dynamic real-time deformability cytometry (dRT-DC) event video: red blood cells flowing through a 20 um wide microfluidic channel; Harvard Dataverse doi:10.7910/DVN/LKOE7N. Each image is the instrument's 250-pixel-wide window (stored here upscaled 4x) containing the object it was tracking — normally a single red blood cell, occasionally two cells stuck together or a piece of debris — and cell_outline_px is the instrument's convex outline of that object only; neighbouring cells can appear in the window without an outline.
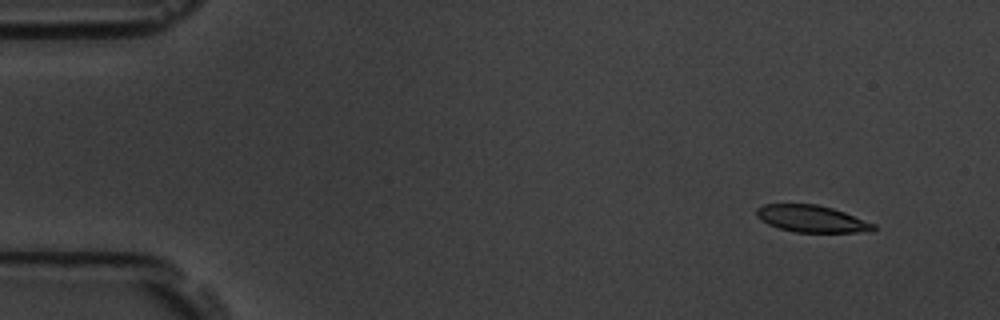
{"species": "common noctule bat (a hibernating species)", "species_latin": "Nyctalus noctula", "temperature_condition": "room temperature", "stored_images_in_passage": 10, "camera_frame_rate_fps": 3000, "um_per_image_px": 0.085, "animal": {"sex": "male", "body_mass_g": 19.5, "forearm_length_mm": 54.6}, "frame": {"image": 1, "passage_image": 2, "time_ms": 0.333, "image_size_px": [1000, 320], "cell_outline_px": [[876, 228], [872, 232], [796, 232], [780, 228], [768, 224], [760, 220], [756, 216], [756, 208], [764, 204], [816, 204], [832, 208], [844, 212], [876, 224]], "centroid_in_image_um": [69.0, 18.59], "position_along_channel_um": 16.0, "area_um2": 18.38}}
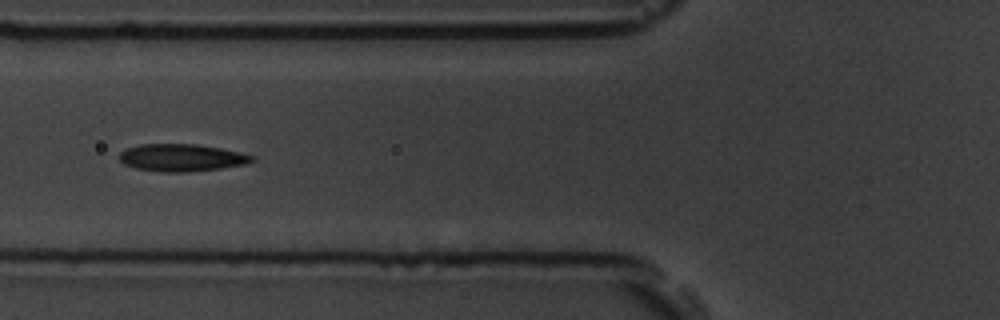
{"frame": {"image": 2, "passage_image": 7, "time_ms": 2.0, "image_size_px": [1000, 320], "cell_outline_px": [[256, 160], [244, 164], [220, 168], [184, 172], [160, 172], [136, 168], [124, 164], [120, 160], [120, 152], [128, 148], [140, 144], [196, 144], [220, 148], [240, 152], [256, 156]], "centroid_in_image_um": [15.45, 13.4], "position_along_channel_um": 110.3, "area_um2": 21.04}}
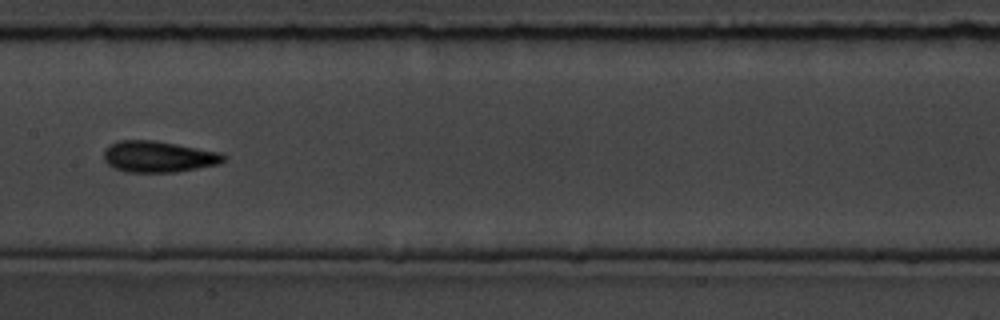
{"frame": {"image": 3, "passage_image": 9, "time_ms": 2.667, "image_size_px": [1000, 320], "cell_outline_px": [[228, 156], [220, 164], [176, 172], [124, 172], [108, 164], [104, 160], [104, 148], [108, 144], [116, 140], [156, 140], [220, 152]], "centroid_in_image_um": [13.46, 13.3], "position_along_channel_um": 193.9, "area_um2": 22.08}}